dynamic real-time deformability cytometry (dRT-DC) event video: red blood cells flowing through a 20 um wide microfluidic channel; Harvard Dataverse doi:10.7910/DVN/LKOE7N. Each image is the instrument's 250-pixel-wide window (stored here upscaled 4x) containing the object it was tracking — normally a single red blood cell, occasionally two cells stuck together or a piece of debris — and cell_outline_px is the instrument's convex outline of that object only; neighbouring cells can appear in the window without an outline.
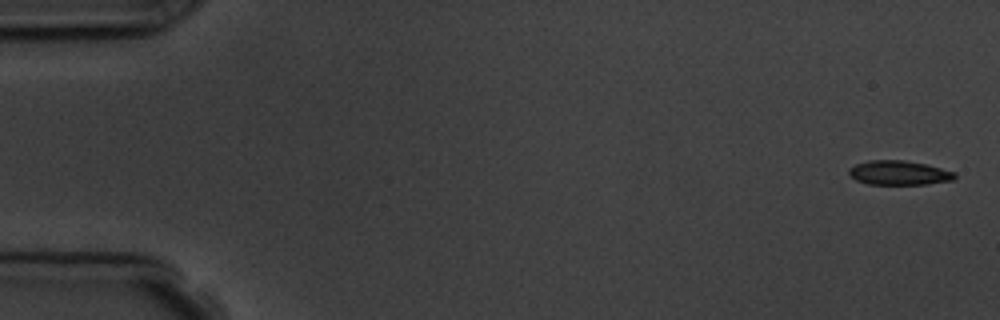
{"species": "common noctule bat (a hibernating species)", "species_latin": "Nyctalus noctula", "temperature_condition": "room temperature", "stored_images_in_passage": 15, "camera_frame_rate_fps": 3000, "um_per_image_px": 0.085, "animal": {"sex": "male", "body_mass_g": 19.5, "forearm_length_mm": 54.6}, "frame": {"image": 1, "passage_image": 1, "time_ms": 0.0, "image_size_px": [1000, 320], "cell_outline_px": [[956, 176], [952, 180], [928, 184], [868, 184], [856, 180], [848, 172], [848, 168], [856, 164], [868, 160], [904, 160], [924, 164], [956, 172]], "centroid_in_image_um": [76.4, 14.69], "position_along_channel_um": 8.6, "area_um2": 14.91}}
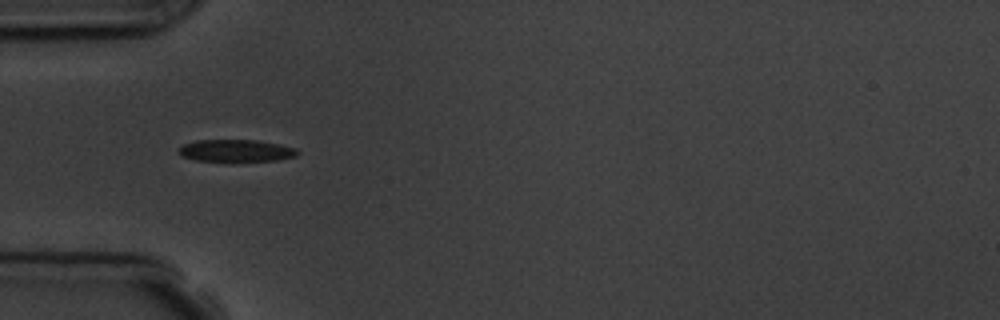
{"frame": {"image": 2, "passage_image": 5, "time_ms": 5.333, "image_size_px": [1000, 320], "cell_outline_px": [[300, 152], [296, 156], [276, 160], [232, 164], [196, 160], [180, 156], [176, 152], [184, 144], [196, 140], [256, 140], [280, 144], [296, 148]], "centroid_in_image_um": [20.05, 12.85], "position_along_channel_um": 65.0, "area_um2": 16.24}}
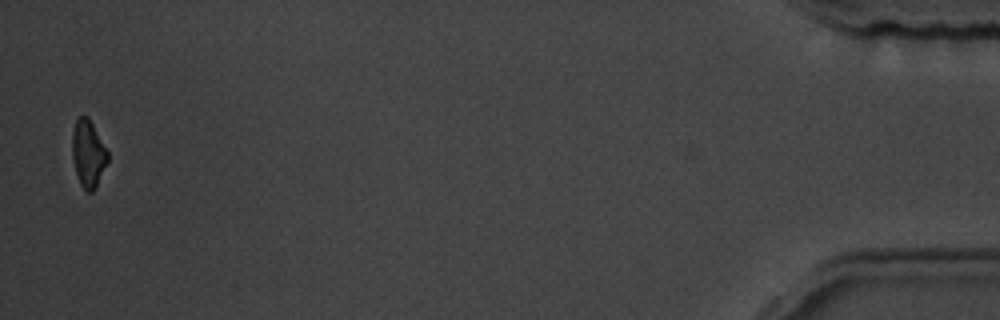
{"frame": {"image": 3, "passage_image": 15, "time_ms": 17.667, "image_size_px": [1000, 320], "cell_outline_px": [[108, 160], [92, 192], [88, 192], [80, 184], [72, 160], [72, 132], [76, 120], [80, 116], [88, 116], [108, 152]], "centroid_in_image_um": [7.47, 13.02], "position_along_channel_um": 427.7, "area_um2": 13.58}, "authors_computed_cell_mechanics": {"area_um2": 15.5482, "velocity_mm_per_s": 3.7088, "shape_relaxation_time_tau1_ms": 3.4396, "shape_relaxation_time_tau2_ms": null, "deformation_change_tau1": 0.094, "deformation_change_tau2": null}}